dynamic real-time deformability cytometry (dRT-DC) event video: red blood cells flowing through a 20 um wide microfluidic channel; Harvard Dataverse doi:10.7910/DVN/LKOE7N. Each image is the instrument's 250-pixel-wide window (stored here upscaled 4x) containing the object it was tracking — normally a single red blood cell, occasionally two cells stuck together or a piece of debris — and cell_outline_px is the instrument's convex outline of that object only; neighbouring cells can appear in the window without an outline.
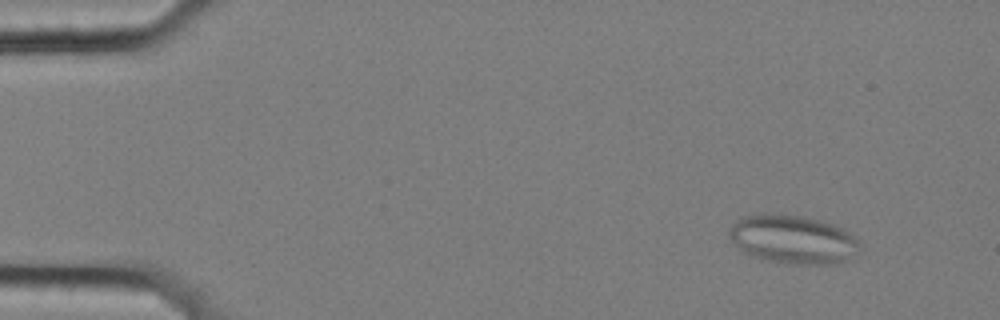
{"species": "common noctule bat (a hibernating species)", "species_latin": "Nyctalus noctula", "temperature_condition": "cold", "stored_images_in_passage": 58, "segment_of_instrument_passage": [1, 2], "camera_frame_rate_fps": 3000, "um_per_image_px": 0.085, "animal": {"sex": "female", "body_mass_g": 25.1}, "frame": {"image": 1, "passage_image": 6, "time_ms": 1.667, "image_size_px": [1000, 320], "cell_outline_px": [[860, 248], [848, 260], [840, 264], [784, 264], [760, 260], [740, 252], [728, 236], [728, 228], [732, 224], [744, 216], [768, 212], [800, 216], [832, 224], [844, 228], [860, 240]], "centroid_in_image_um": [67.36, 20.37], "position_along_channel_um": 17.6, "area_um2": 37.86}}